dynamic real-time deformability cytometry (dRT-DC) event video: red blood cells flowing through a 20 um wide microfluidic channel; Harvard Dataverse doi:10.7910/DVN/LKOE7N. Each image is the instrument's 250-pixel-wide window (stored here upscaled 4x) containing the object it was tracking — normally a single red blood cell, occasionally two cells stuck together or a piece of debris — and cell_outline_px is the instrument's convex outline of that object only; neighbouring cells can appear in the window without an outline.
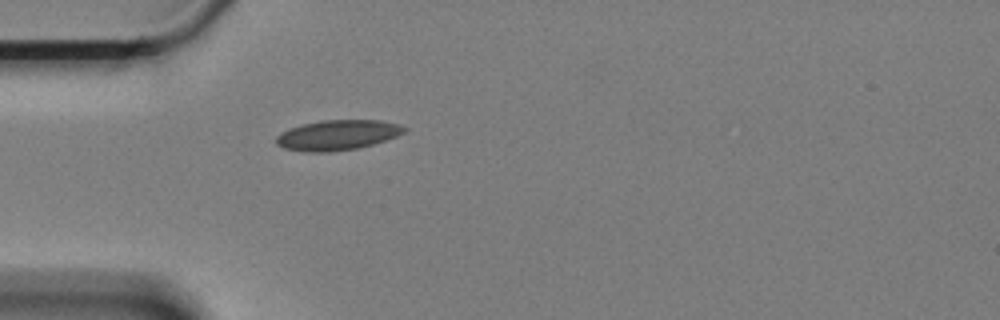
{"species": "Egyptian fruit bat (a non-hibernating species)", "species_latin": "Rousettus aegyptiacus", "temperature_condition": "cold", "stored_images_in_passage": 44, "camera_frame_rate_fps": 3000, "um_per_image_px": 0.085, "animal": {"sex": "female"}, "frame": {"image": 1, "passage_image": 1, "time_ms": 0.0, "image_size_px": [1000, 320], "cell_outline_px": [[408, 128], [404, 132], [396, 136], [372, 144], [356, 148], [332, 152], [304, 152], [284, 148], [276, 144], [276, 136], [280, 132], [288, 128], [300, 124], [320, 120], [380, 120], [400, 124]], "centroid_in_image_um": [28.64, 11.47], "position_along_channel_um": 56.4, "area_um2": 22.66}}
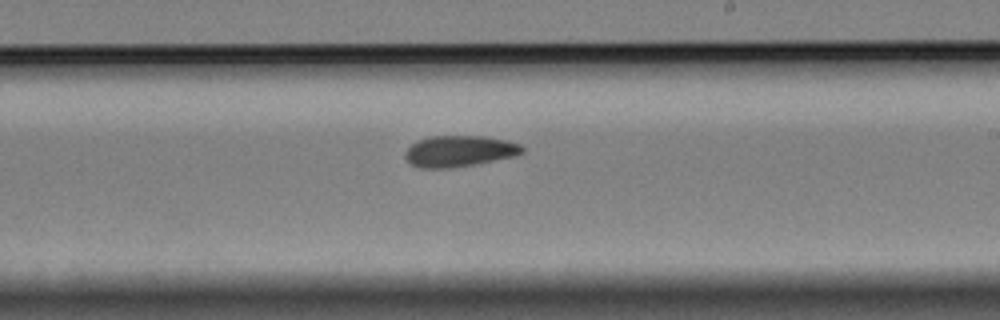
{"frame": {"image": 2, "passage_image": 19, "time_ms": 6.0, "image_size_px": [1000, 320], "cell_outline_px": [[524, 152], [516, 156], [476, 164], [448, 168], [420, 168], [412, 164], [404, 156], [404, 152], [416, 140], [428, 136], [484, 136], [508, 140], [520, 144], [524, 148]], "centroid_in_image_um": [39.06, 12.84], "position_along_channel_um": 249.9, "area_um2": 21.44}}
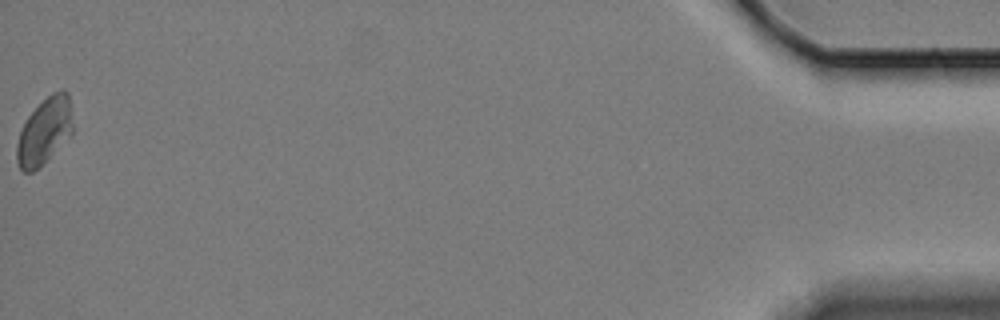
{"frame": {"image": 3, "passage_image": 44, "time_ms": 14.333, "image_size_px": [1000, 320], "cell_outline_px": [[72, 132], [32, 172], [24, 172], [20, 168], [16, 160], [16, 144], [20, 132], [28, 116], [52, 92], [60, 88], [64, 88], [68, 92], [72, 124]], "centroid_in_image_um": [3.76, 11.1], "position_along_channel_um": 431.4, "area_um2": 20.87}, "authors_computed_cell_mechanics": {"area_um2": 21.1548, "velocity_mm_per_s": 3.3139, "shape_relaxation_time_tau1_ms": null, "shape_relaxation_time_tau2_ms": 2.4991, "deformation_change_tau1": null, "deformation_change_tau2": 0.0629}}